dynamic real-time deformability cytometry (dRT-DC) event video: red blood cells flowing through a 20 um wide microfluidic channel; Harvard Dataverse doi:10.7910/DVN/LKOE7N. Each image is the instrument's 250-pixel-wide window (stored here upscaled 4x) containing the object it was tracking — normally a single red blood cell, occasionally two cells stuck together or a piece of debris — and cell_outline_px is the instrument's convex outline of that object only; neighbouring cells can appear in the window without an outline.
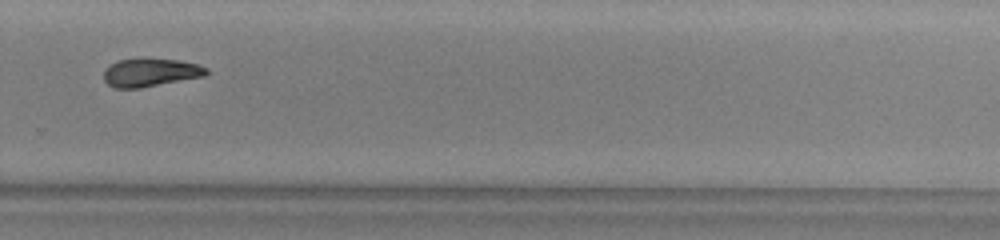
{"species": "common noctule bat (a hibernating species)", "species_latin": "Nyctalus noctula", "temperature_condition": "warm", "stored_images_in_passage": 36, "camera_frame_rate_fps": 3000, "um_per_image_px": 0.085, "animal": {"sex": "male", "body_mass_g": 13.0, "forearm_length_mm": 53.1}, "frame": {"image": 1, "passage_image": 21, "time_ms": 6.667, "image_size_px": [1000, 240], "cell_outline_px": [[208, 72], [204, 76], [140, 88], [116, 88], [108, 84], [104, 80], [104, 68], [120, 60], [176, 60], [196, 64], [208, 68]], "centroid_in_image_um": [12.78, 6.19], "position_along_channel_um": 317.0, "area_um2": 16.3}, "authors_computed_cell_mechanics": {"area_um2": 17.4845, "velocity_mm_per_s": 4.0175, "shape_relaxation_time_tau1_ms": 4.4149, "shape_relaxation_time_tau2_ms": null, "deformation_change_tau1": 0.1413, "deformation_change_tau2": null}}